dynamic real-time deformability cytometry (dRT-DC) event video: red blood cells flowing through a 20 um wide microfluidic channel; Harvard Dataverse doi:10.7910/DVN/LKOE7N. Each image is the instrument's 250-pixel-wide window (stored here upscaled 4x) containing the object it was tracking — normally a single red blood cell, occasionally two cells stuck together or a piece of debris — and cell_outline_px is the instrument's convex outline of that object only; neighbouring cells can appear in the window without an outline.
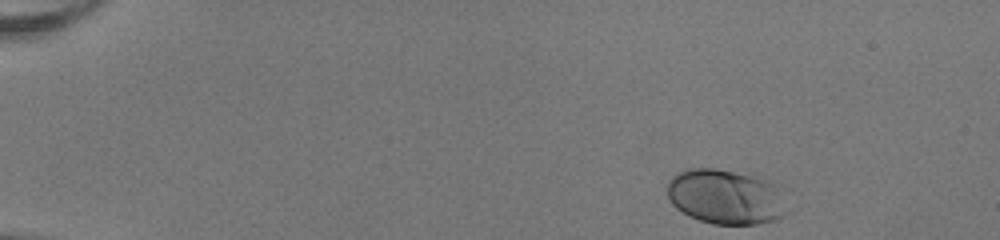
{"species": "human", "species_latin": "Homo sapiens", "temperature_condition": "room temperature", "stored_images_in_passage": 46, "camera_frame_rate_fps": 3000, "um_per_image_px": 0.085, "donor": {"sex": "female"}, "frame": {"image": 1, "passage_image": 1, "time_ms": 0.0, "image_size_px": [1000, 240], "cell_outline_px": [[784, 216], [776, 220], [756, 224], [712, 224], [688, 216], [676, 208], [668, 200], [668, 180], [676, 172], [688, 168], [716, 168], [764, 180], [776, 184]], "centroid_in_image_um": [61.55, 16.74], "position_along_channel_um": 23.4, "area_um2": 37.63}}
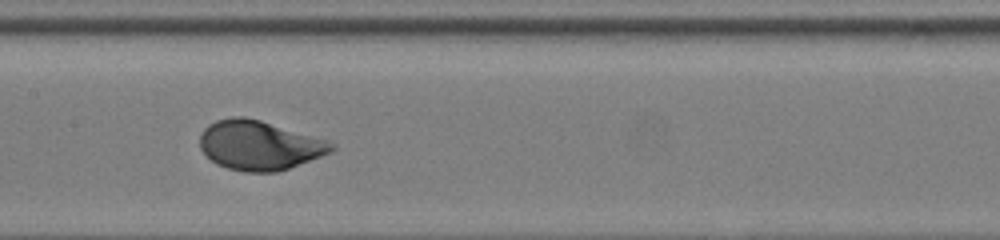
{"frame": {"image": 2, "passage_image": 22, "time_ms": 7.0, "image_size_px": [1000, 240], "cell_outline_px": [[336, 148], [332, 152], [288, 168], [276, 172], [244, 172], [228, 168], [216, 164], [200, 148], [200, 132], [208, 124], [216, 120], [232, 116], [244, 116], [260, 120], [328, 140]], "centroid_in_image_um": [22.02, 12.34], "position_along_channel_um": 185.4, "area_um2": 37.8}}
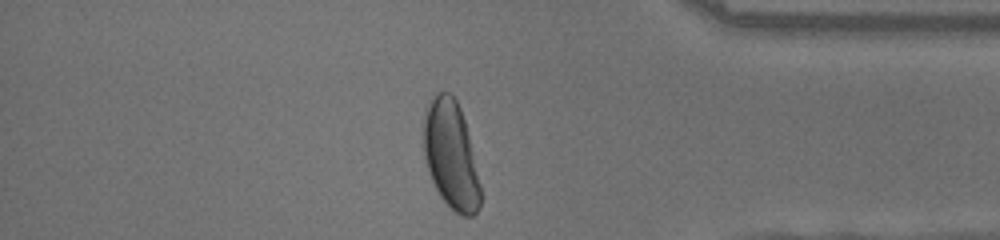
{"frame": {"image": 3, "passage_image": 39, "time_ms": 12.667, "image_size_px": [1000, 240], "cell_outline_px": [[480, 208], [472, 216], [460, 216], [440, 196], [428, 172], [424, 156], [424, 116], [428, 104], [440, 92], [448, 92], [456, 100], [460, 108], [464, 120], [480, 184]], "centroid_in_image_um": [38.32, 13.22], "position_along_channel_um": 396.9, "area_um2": 35.03}, "authors_computed_cell_mechanics": {"area_um2": 37.4833, "velocity_mm_per_s": 4.0169, "shape_relaxation_time_tau1_ms": 2.1166, "shape_relaxation_time_tau2_ms": null, "deformation_change_tau1": 0.155, "deformation_change_tau2": null}}